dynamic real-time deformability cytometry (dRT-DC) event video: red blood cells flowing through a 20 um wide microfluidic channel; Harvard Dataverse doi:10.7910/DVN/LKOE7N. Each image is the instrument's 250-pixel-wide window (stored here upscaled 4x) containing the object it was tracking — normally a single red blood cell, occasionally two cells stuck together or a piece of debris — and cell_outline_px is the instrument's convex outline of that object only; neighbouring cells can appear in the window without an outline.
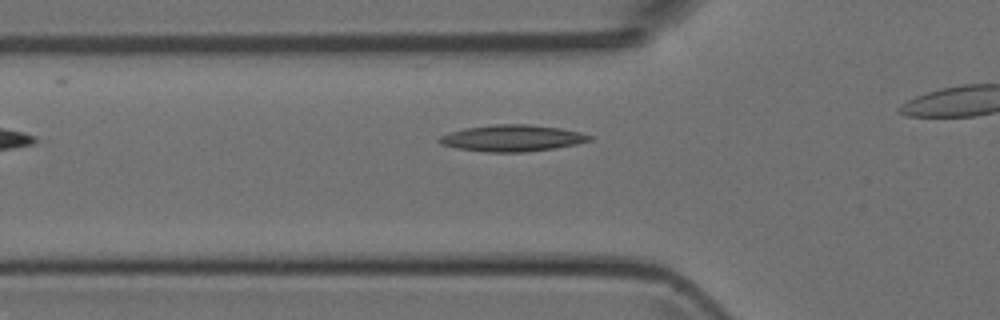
{"species": "Egyptian fruit bat (a non-hibernating species)", "species_latin": "Rousettus aegyptiacus", "temperature_condition": "room temperature", "stored_images_in_passage": 25, "camera_frame_rate_fps": 3000, "um_per_image_px": 0.085, "animal": {"sex": "female"}, "frame": {"image": 1, "passage_image": 2, "time_ms": 0.333, "image_size_px": [1000, 320], "cell_outline_px": [[592, 140], [576, 144], [552, 148], [524, 152], [488, 152], [456, 148], [440, 144], [436, 140], [440, 136], [464, 128], [496, 124], [528, 124], [560, 128], [580, 132], [592, 136]], "centroid_in_image_um": [43.52, 11.74], "position_along_channel_um": 82.3, "area_um2": 23.06}}
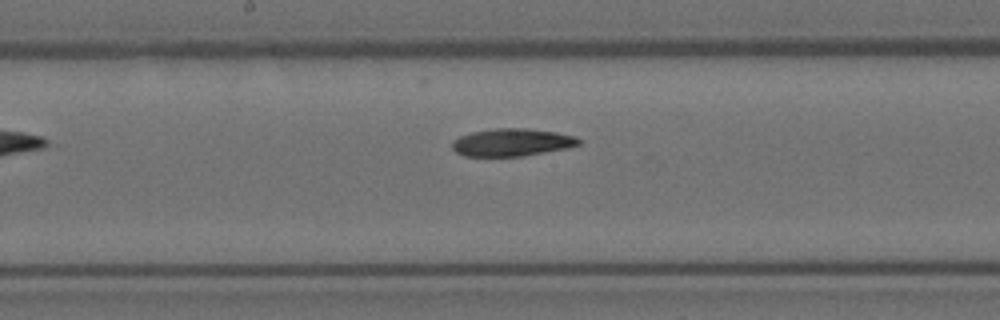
{"frame": {"image": 2, "passage_image": 11, "time_ms": 3.333, "image_size_px": [1000, 320], "cell_outline_px": [[580, 144], [564, 148], [520, 156], [464, 156], [456, 152], [452, 148], [452, 144], [460, 136], [472, 132], [496, 128], [528, 128], [556, 132], [572, 136], [580, 140]], "centroid_in_image_um": [43.47, 12.09], "position_along_channel_um": 204.7, "area_um2": 19.94}}
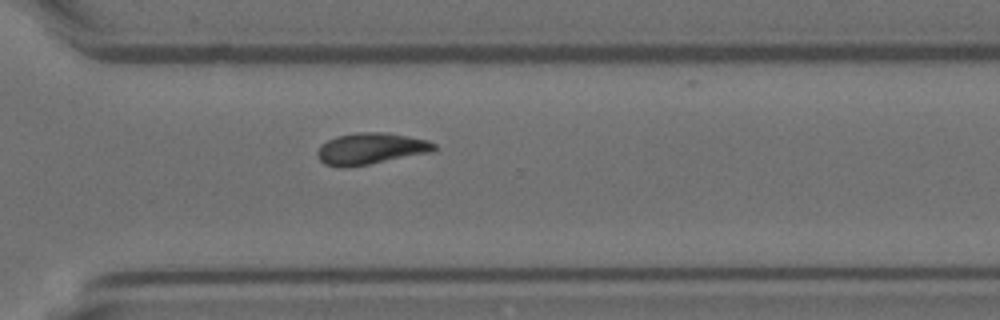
{"frame": {"image": 3, "passage_image": 21, "time_ms": 6.667, "image_size_px": [1000, 320], "cell_outline_px": [[436, 148], [432, 152], [368, 164], [324, 164], [316, 156], [316, 152], [328, 140], [336, 136], [356, 132], [380, 132], [428, 140], [436, 144]], "centroid_in_image_um": [31.56, 12.6], "position_along_channel_um": 339.0, "area_um2": 20.52}}